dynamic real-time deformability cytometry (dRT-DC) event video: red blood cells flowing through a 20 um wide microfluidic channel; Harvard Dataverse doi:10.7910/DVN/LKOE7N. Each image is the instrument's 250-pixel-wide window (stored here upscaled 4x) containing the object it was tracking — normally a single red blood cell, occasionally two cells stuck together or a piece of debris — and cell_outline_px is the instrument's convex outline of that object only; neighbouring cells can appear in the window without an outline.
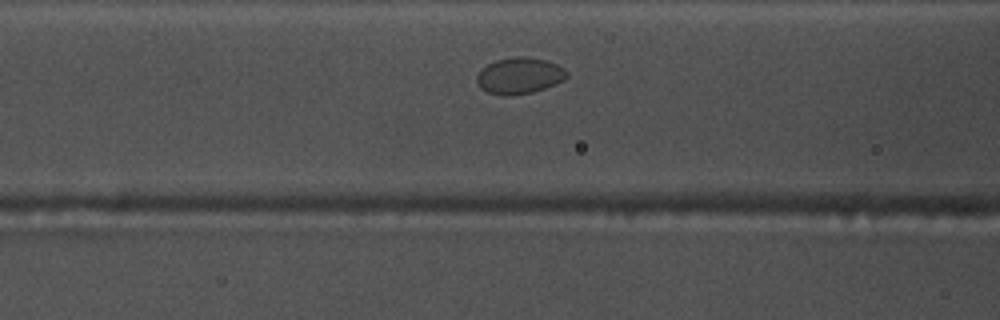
{"species": "common noctule bat (a hibernating species)", "species_latin": "Nyctalus noctula", "temperature_condition": "warm", "stored_images_in_passage": 34, "camera_frame_rate_fps": 3000, "um_per_image_px": 0.085, "animal": {"sex": "male", "body_mass_g": 17.5, "forearm_length_mm": 52.3}, "frame": {"image": 1, "passage_image": 11, "time_ms": 3.333, "image_size_px": [1000, 320], "cell_outline_px": [[568, 76], [564, 80], [556, 84], [532, 92], [508, 96], [504, 96], [488, 92], [480, 88], [476, 80], [476, 76], [488, 64], [496, 60], [516, 56], [528, 56], [544, 60], [556, 64], [564, 68], [568, 72]], "centroid_in_image_um": [44.17, 6.43], "position_along_channel_um": 122.4, "area_um2": 19.02}}
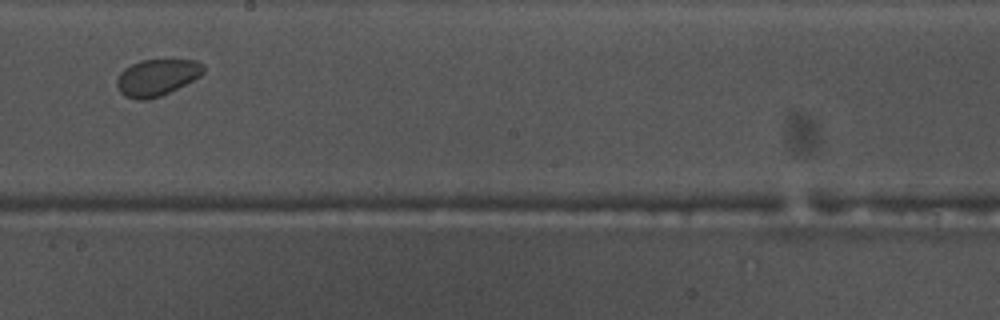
{"frame": {"image": 2, "passage_image": 20, "time_ms": 6.333, "image_size_px": [1000, 320], "cell_outline_px": [[204, 72], [200, 76], [160, 96], [148, 100], [136, 100], [124, 96], [120, 92], [116, 84], [116, 80], [120, 72], [124, 68], [140, 60], [196, 60], [204, 64]], "centroid_in_image_um": [13.3, 6.58], "position_along_channel_um": 234.9, "area_um2": 18.44}}
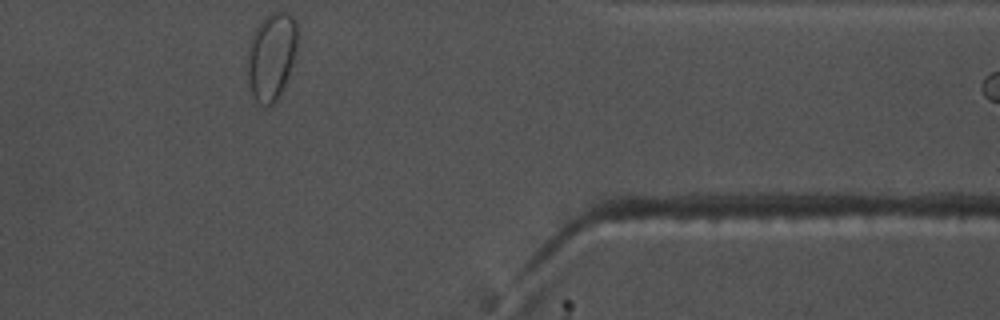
{"frame": {"image": 3, "passage_image": 34, "time_ms": 11.0, "image_size_px": [1000, 320], "cell_outline_px": [[296, 48], [292, 64], [288, 76], [276, 100], [272, 104], [264, 104], [256, 100], [248, 84], [248, 48], [252, 36], [256, 28], [272, 12], [288, 12], [296, 20]], "centroid_in_image_um": [23.07, 4.76], "position_along_channel_um": 388.3, "area_um2": 24.68}, "authors_computed_cell_mechanics": {"area_um2": 18.7272, "velocity_mm_per_s": 3.7634, "shape_relaxation_time_tau1_ms": null, "shape_relaxation_time_tau2_ms": 7.123, "deformation_change_tau1": null, "deformation_change_tau2": 0.07}}